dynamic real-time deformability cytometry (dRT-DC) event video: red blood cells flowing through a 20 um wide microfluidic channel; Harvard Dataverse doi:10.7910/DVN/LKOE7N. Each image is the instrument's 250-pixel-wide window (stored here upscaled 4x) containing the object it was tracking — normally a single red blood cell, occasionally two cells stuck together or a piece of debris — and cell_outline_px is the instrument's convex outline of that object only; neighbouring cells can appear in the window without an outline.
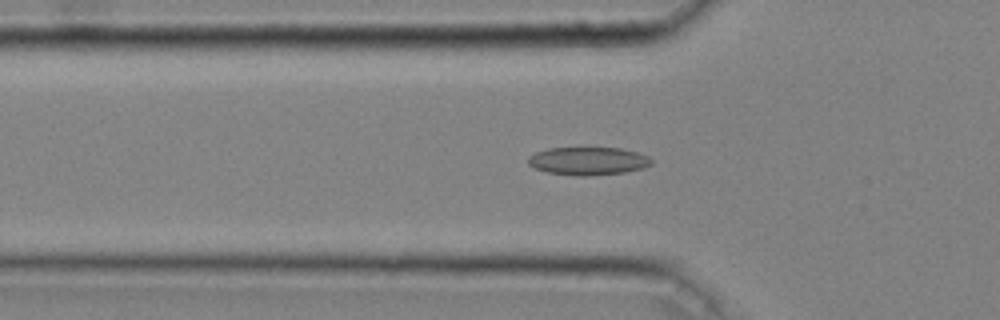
{"species": "common noctule bat (a hibernating species)", "species_latin": "Nyctalus noctula", "temperature_condition": "cold", "stored_images_in_passage": 47, "camera_frame_rate_fps": 3000, "um_per_image_px": 0.085, "animal": {"sex": "male", "body_mass_g": 20.4}, "frame": {"image": 1, "passage_image": 16, "time_ms": 5.0, "image_size_px": [1000, 320], "cell_outline_px": [[652, 164], [644, 168], [624, 172], [588, 176], [580, 176], [544, 172], [528, 164], [528, 156], [536, 152], [548, 148], [620, 148], [636, 152], [648, 156], [652, 160]], "centroid_in_image_um": [49.98, 13.69], "position_along_channel_um": 75.8, "area_um2": 20.11}}
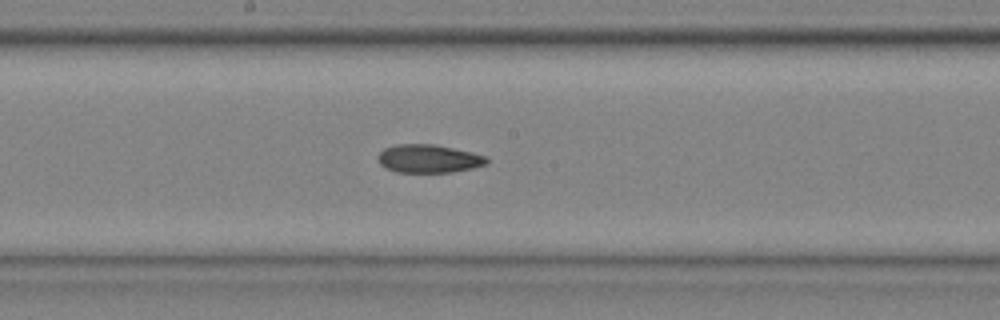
{"frame": {"image": 2, "passage_image": 26, "time_ms": 8.333, "image_size_px": [1000, 320], "cell_outline_px": [[488, 164], [472, 168], [452, 172], [396, 172], [384, 168], [380, 164], [376, 156], [384, 148], [396, 144], [436, 144], [472, 152], [484, 156], [488, 160]], "centroid_in_image_um": [36.4, 13.48], "position_along_channel_um": 211.8, "area_um2": 18.03}}
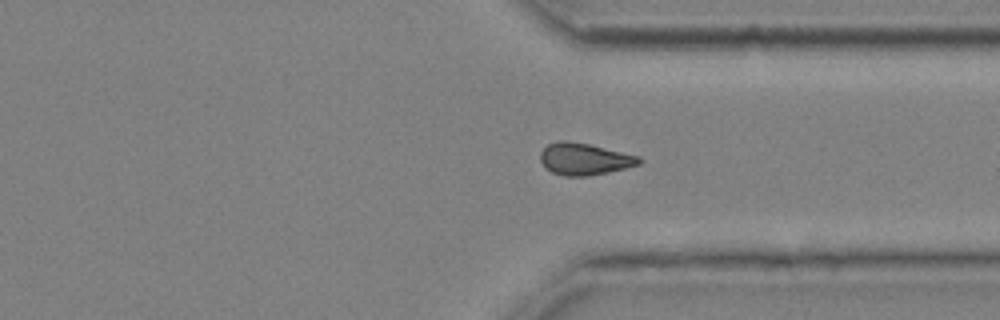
{"frame": {"image": 3, "passage_image": 37, "time_ms": 12.0, "image_size_px": [1000, 320], "cell_outline_px": [[644, 160], [640, 164], [608, 172], [588, 176], [564, 176], [552, 172], [540, 160], [540, 152], [548, 144], [556, 140], [568, 140], [588, 144], [640, 156]], "centroid_in_image_um": [49.68, 13.5], "position_along_channel_um": 361.7, "area_um2": 18.32}, "authors_computed_cell_mechanics": {"area_um2": 18.3226, "velocity_mm_per_s": 4.0752, "shape_relaxation_time_tau1_ms": null, "shape_relaxation_time_tau2_ms": 7.5682, "deformation_change_tau1": null, "deformation_change_tau2": 0.1317}}